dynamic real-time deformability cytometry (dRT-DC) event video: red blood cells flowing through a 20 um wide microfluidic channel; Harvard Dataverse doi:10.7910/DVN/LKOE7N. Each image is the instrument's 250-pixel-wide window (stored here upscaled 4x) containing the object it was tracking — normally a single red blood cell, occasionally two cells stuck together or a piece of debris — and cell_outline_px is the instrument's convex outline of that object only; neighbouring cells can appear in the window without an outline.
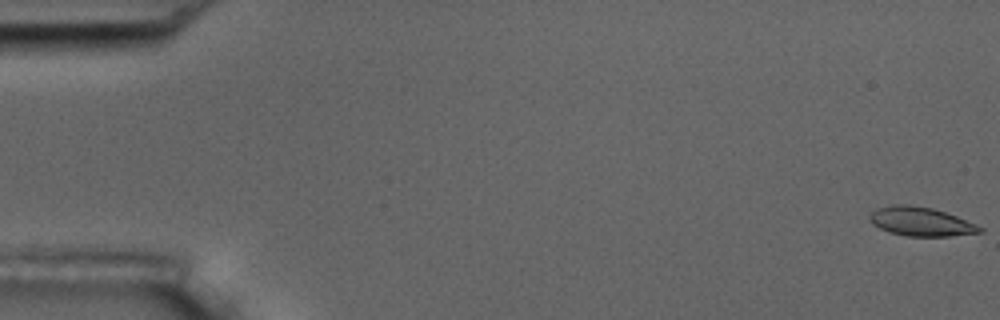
{"species": "common noctule bat (a hibernating species)", "species_latin": "Nyctalus noctula", "temperature_condition": "room temperature", "stored_images_in_passage": 57, "camera_frame_rate_fps": 3000, "um_per_image_px": 0.085, "animal": {"sex": "male", "body_mass_g": 17.5, "forearm_length_mm": 52.3}, "frame": {"image": 1, "passage_image": 1, "time_ms": 0.0, "image_size_px": [1000, 320], "cell_outline_px": [[984, 232], [948, 236], [904, 236], [888, 232], [872, 224], [868, 216], [876, 208], [892, 204], [908, 204], [932, 208], [956, 216], [976, 224], [984, 228]], "centroid_in_image_um": [78.25, 18.83], "position_along_channel_um": 6.8, "area_um2": 18.67}}
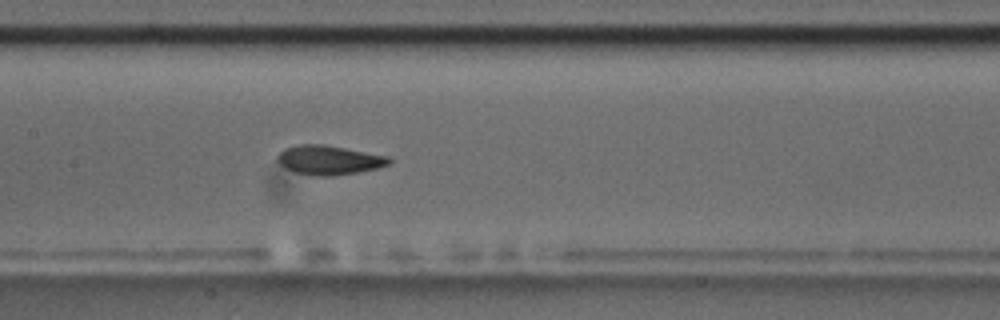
{"frame": {"image": 2, "passage_image": 28, "time_ms": 9.0, "image_size_px": [1000, 320], "cell_outline_px": [[392, 160], [388, 164], [376, 168], [356, 172], [332, 176], [316, 176], [296, 172], [284, 168], [276, 160], [276, 156], [284, 148], [296, 144], [324, 144], [388, 156]], "centroid_in_image_um": [27.91, 13.59], "position_along_channel_um": 179.5, "area_um2": 19.02}}
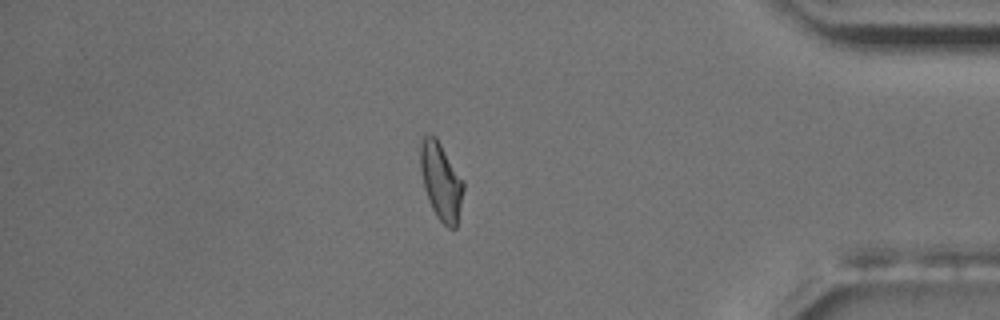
{"frame": {"image": 3, "passage_image": 49, "time_ms": 16.0, "image_size_px": [1000, 320], "cell_outline_px": [[464, 188], [456, 228], [448, 228], [436, 216], [428, 200], [424, 188], [420, 168], [420, 140], [424, 136], [436, 136], [464, 180]], "centroid_in_image_um": [37.49, 15.4], "position_along_channel_um": 397.7, "area_um2": 19.48}, "authors_computed_cell_mechanics": {"area_um2": 18.9584, "velocity_mm_per_s": 3.5901, "shape_relaxation_time_tau1_ms": 3.6678, "shape_relaxation_time_tau2_ms": 2.2457, "deformation_change_tau1": 0.1372, "deformation_change_tau2": 0.0929}}